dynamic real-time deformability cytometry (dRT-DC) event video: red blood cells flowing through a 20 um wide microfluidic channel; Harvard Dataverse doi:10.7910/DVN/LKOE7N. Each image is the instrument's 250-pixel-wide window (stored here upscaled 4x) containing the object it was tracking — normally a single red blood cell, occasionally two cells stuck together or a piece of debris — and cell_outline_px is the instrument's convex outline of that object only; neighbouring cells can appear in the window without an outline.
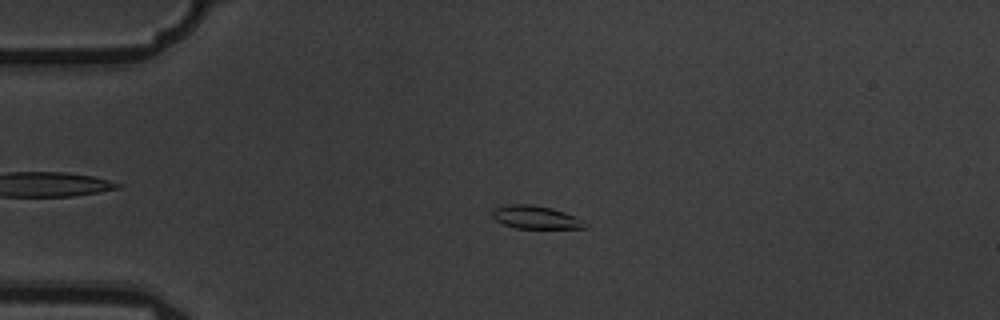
{"species": "common noctule bat (a hibernating species)", "species_latin": "Nyctalus noctula", "temperature_condition": "warm", "stored_images_in_passage": 4, "camera_frame_rate_fps": 3000, "um_per_image_px": 0.085, "animal": {"sex": "male", "body_mass_g": 19.5, "forearm_length_mm": 54.6}, "frame": {"image": 1, "passage_image": 3, "time_ms": 0.667, "image_size_px": [1000, 320], "cell_outline_px": [[588, 228], [516, 228], [504, 224], [496, 220], [492, 216], [492, 208], [508, 204], [532, 204], [552, 208], [576, 216], [584, 220]], "centroid_in_image_um": [45.53, 18.46], "position_along_channel_um": 39.5, "area_um2": 12.54}}